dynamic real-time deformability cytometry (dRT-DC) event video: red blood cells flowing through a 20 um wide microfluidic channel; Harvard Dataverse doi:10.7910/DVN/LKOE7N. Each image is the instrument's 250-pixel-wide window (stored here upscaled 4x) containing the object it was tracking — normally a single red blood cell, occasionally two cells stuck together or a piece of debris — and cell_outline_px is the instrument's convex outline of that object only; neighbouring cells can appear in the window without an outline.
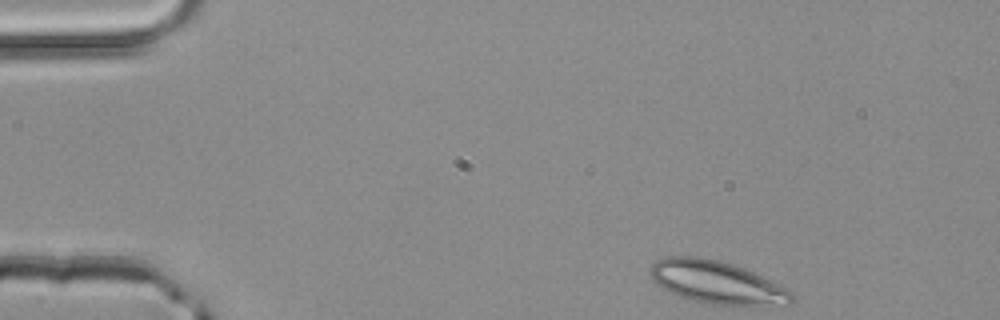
{"species": "common noctule bat (a hibernating species)", "species_latin": "Nyctalus noctula", "temperature_condition": "room temperature", "stored_images_in_passage": 3, "camera_frame_rate_fps": 3000, "um_per_image_px": 0.085, "animal": {"sex": "male", "body_mass_g": 20.4}, "frame": {"image": 1, "passage_image": 1, "time_ms": 0.0, "image_size_px": [1000, 320], "cell_outline_px": [[792, 304], [712, 304], [692, 300], [680, 296], [664, 288], [652, 280], [648, 272], [652, 264], [656, 260], [664, 256], [696, 256], [720, 260], [744, 268], [792, 292]], "centroid_in_image_um": [60.83, 23.96], "position_along_channel_um": 24.2, "area_um2": 34.51}}